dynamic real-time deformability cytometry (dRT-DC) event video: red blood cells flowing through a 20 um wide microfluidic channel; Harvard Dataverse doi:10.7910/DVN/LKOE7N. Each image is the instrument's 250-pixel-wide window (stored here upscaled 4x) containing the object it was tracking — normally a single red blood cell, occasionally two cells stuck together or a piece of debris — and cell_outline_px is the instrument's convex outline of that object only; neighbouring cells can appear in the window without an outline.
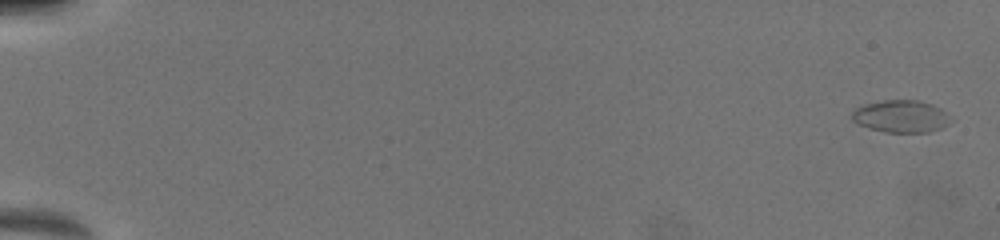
{"species": "common noctule bat (a hibernating species)", "species_latin": "Nyctalus noctula", "temperature_condition": "warm", "stored_images_in_passage": 20, "camera_frame_rate_fps": 3000, "um_per_image_px": 0.085, "animal": {"sex": "female", "body_mass_g": 19.5, "forearm_length_mm": 54.1}, "frame": {"image": 1, "passage_image": 1, "time_ms": 0.0, "image_size_px": [1000, 240], "cell_outline_px": [[952, 120], [944, 128], [928, 132], [884, 132], [868, 128], [852, 120], [852, 112], [856, 108], [864, 104], [884, 100], [916, 100], [932, 104], [940, 108]], "centroid_in_image_um": [76.59, 9.89], "position_along_channel_um": 8.4, "area_um2": 18.55}}
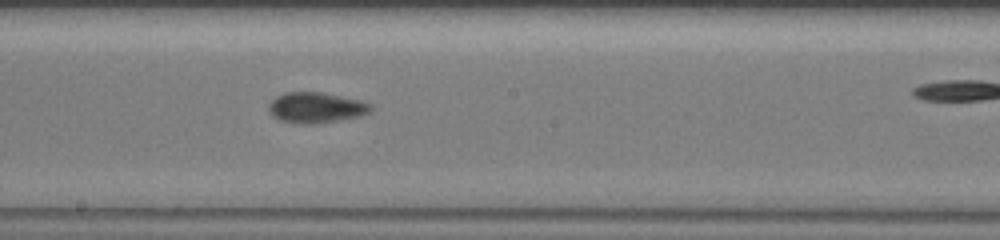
{"frame": {"image": 2, "passage_image": 14, "time_ms": 10.333, "image_size_px": [1000, 240], "cell_outline_px": [[372, 108], [368, 112], [360, 116], [312, 124], [300, 124], [280, 120], [272, 116], [268, 112], [268, 104], [276, 96], [284, 92], [324, 92], [360, 100], [372, 104]], "centroid_in_image_um": [26.82, 9.13], "position_along_channel_um": 221.4, "area_um2": 18.26}}
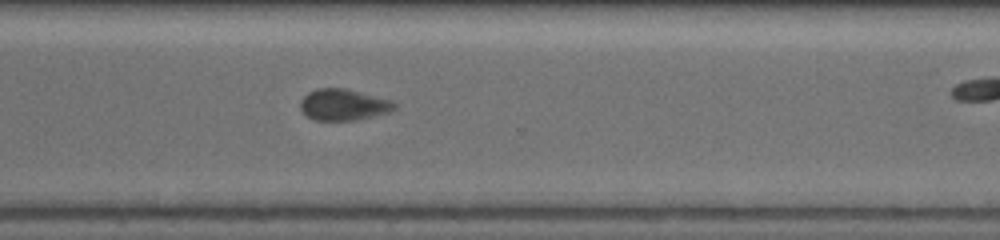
{"frame": {"image": 3, "passage_image": 18, "time_ms": 13.333, "image_size_px": [1000, 240], "cell_outline_px": [[396, 108], [388, 112], [356, 120], [316, 120], [308, 116], [300, 108], [300, 100], [308, 92], [316, 88], [344, 88], [392, 100], [396, 104]], "centroid_in_image_um": [29.18, 8.89], "position_along_channel_um": 341.4, "area_um2": 17.05}}